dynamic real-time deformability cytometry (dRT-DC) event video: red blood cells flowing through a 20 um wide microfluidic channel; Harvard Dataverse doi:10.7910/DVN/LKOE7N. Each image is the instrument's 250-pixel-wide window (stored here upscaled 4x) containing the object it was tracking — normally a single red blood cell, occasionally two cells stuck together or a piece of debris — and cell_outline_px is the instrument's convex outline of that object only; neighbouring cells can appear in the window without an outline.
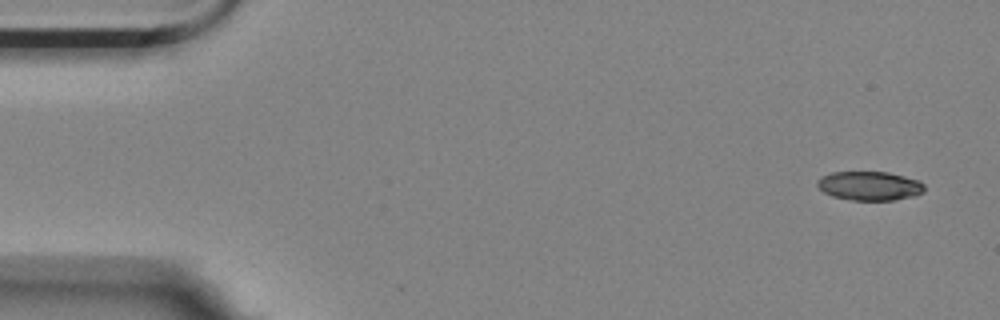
{"species": "Egyptian fruit bat (a non-hibernating species)", "species_latin": "Rousettus aegyptiacus", "temperature_condition": "room temperature", "stored_images_in_passage": 5, "segment_of_instrument_passage": [1, 2], "camera_frame_rate_fps": 3000, "um_per_image_px": 0.085, "animal": {"sex": "female"}, "frame": {"image": 1, "passage_image": 1, "time_ms": 0.0, "image_size_px": [1000, 320], "cell_outline_px": [[924, 192], [916, 196], [896, 200], [852, 200], [832, 196], [824, 192], [816, 184], [816, 180], [820, 176], [832, 172], [888, 172], [920, 180], [924, 184]], "centroid_in_image_um": [73.93, 15.8], "position_along_channel_um": 11.1, "area_um2": 18.32}}